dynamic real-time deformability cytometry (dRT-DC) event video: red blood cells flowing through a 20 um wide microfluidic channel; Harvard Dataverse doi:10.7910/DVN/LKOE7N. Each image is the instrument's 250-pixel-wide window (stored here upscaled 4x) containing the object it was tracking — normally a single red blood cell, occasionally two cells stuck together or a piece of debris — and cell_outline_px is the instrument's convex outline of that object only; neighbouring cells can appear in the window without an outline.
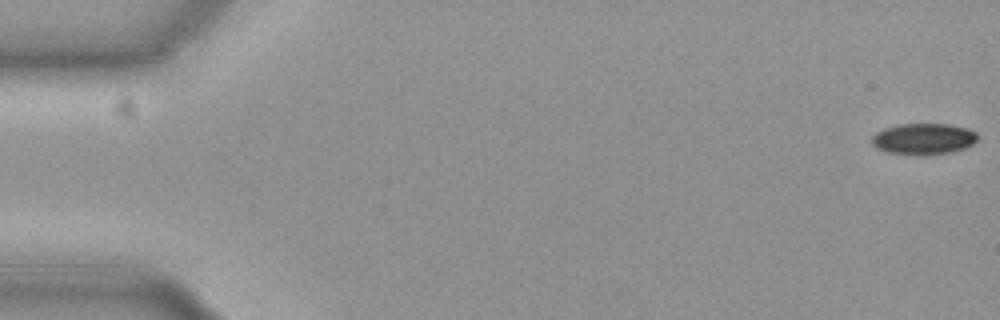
{"species": "common noctule bat (a hibernating species)", "species_latin": "Nyctalus noctula", "temperature_condition": "cold", "stored_images_in_passage": 57, "camera_frame_rate_fps": 3000, "um_per_image_px": 0.085, "animal": {"sex": "female", "body_mass_g": 19.3, "forearm_length_mm": 54.1}, "frame": {"image": 1, "passage_image": 1, "time_ms": 0.0, "image_size_px": [1000, 320], "cell_outline_px": [[976, 140], [972, 144], [964, 148], [948, 152], [888, 152], [876, 148], [872, 144], [872, 136], [876, 132], [884, 128], [900, 124], [948, 124], [968, 128], [976, 132]], "centroid_in_image_um": [78.49, 11.75], "position_along_channel_um": 6.5, "area_um2": 18.32}}
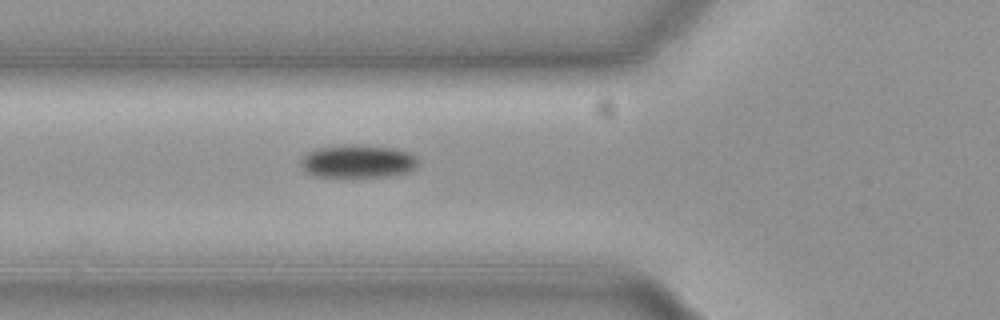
{"frame": {"image": 2, "passage_image": 21, "time_ms": 6.667, "image_size_px": [1000, 320], "cell_outline_px": [[416, 164], [408, 172], [384, 176], [316, 176], [308, 172], [304, 168], [300, 160], [308, 152], [316, 148], [344, 144], [360, 144], [396, 148], [412, 152], [416, 156]], "centroid_in_image_um": [30.43, 13.67], "position_along_channel_um": 95.4, "area_um2": 22.43}}
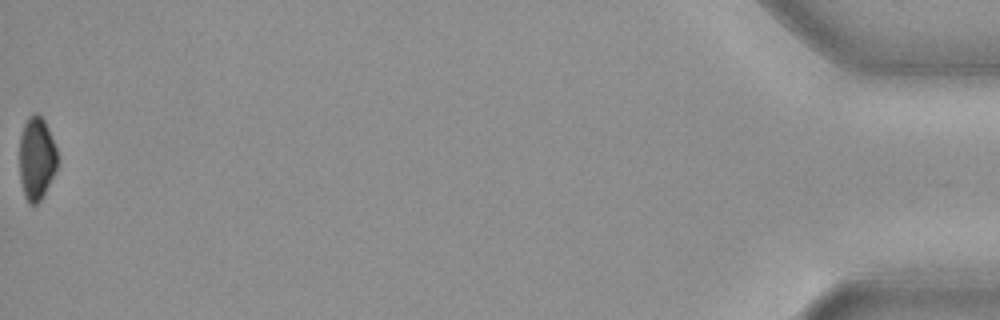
{"frame": {"image": 3, "passage_image": 57, "time_ms": 18.667, "image_size_px": [1000, 320], "cell_outline_px": [[56, 168], [40, 200], [36, 204], [28, 204], [24, 196], [20, 180], [20, 136], [24, 124], [28, 116], [32, 112], [36, 112], [44, 120], [48, 128], [56, 148]], "centroid_in_image_um": [3.08, 13.43], "position_along_channel_um": 432.1, "area_um2": 18.09}, "authors_computed_cell_mechanics": {"area_um2": 21.2704, "velocity_mm_per_s": 3.7059, "shape_relaxation_time_tau1_ms": 3.7359, "shape_relaxation_time_tau2_ms": null, "deformation_change_tau1": 0.0842, "deformation_change_tau2": null}}